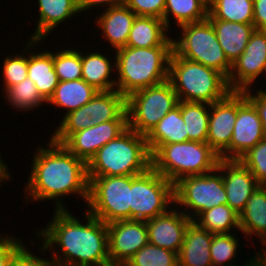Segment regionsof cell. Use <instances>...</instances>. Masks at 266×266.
<instances>
[{"instance_id": "cell-1", "label": "cell", "mask_w": 266, "mask_h": 266, "mask_svg": "<svg viewBox=\"0 0 266 266\" xmlns=\"http://www.w3.org/2000/svg\"><path fill=\"white\" fill-rule=\"evenodd\" d=\"M85 217L83 224L66 209H56L53 221L38 233L44 239L41 250L52 247L54 251L53 245L60 246L63 257L56 250L51 256L57 266H111L107 224L88 211Z\"/></svg>"}, {"instance_id": "cell-2", "label": "cell", "mask_w": 266, "mask_h": 266, "mask_svg": "<svg viewBox=\"0 0 266 266\" xmlns=\"http://www.w3.org/2000/svg\"><path fill=\"white\" fill-rule=\"evenodd\" d=\"M48 149H37L25 192L30 199L54 200L56 209H66L58 197L78 193L85 202L89 197L87 163L70 153L62 144L49 141ZM57 198V199H56ZM56 199V200H55ZM59 199V200H58Z\"/></svg>"}, {"instance_id": "cell-3", "label": "cell", "mask_w": 266, "mask_h": 266, "mask_svg": "<svg viewBox=\"0 0 266 266\" xmlns=\"http://www.w3.org/2000/svg\"><path fill=\"white\" fill-rule=\"evenodd\" d=\"M172 52L173 46L117 49L115 69L119 77L116 90L127 97L137 90L167 81Z\"/></svg>"}, {"instance_id": "cell-4", "label": "cell", "mask_w": 266, "mask_h": 266, "mask_svg": "<svg viewBox=\"0 0 266 266\" xmlns=\"http://www.w3.org/2000/svg\"><path fill=\"white\" fill-rule=\"evenodd\" d=\"M152 167L145 135L129 127L101 147L87 163L88 177L133 176Z\"/></svg>"}, {"instance_id": "cell-5", "label": "cell", "mask_w": 266, "mask_h": 266, "mask_svg": "<svg viewBox=\"0 0 266 266\" xmlns=\"http://www.w3.org/2000/svg\"><path fill=\"white\" fill-rule=\"evenodd\" d=\"M168 81L177 93L179 101L212 104L232 91L224 74L179 57L174 51L169 61Z\"/></svg>"}, {"instance_id": "cell-6", "label": "cell", "mask_w": 266, "mask_h": 266, "mask_svg": "<svg viewBox=\"0 0 266 266\" xmlns=\"http://www.w3.org/2000/svg\"><path fill=\"white\" fill-rule=\"evenodd\" d=\"M151 158L152 168L173 185L183 177L214 171L220 160L207 142L189 140L160 145Z\"/></svg>"}, {"instance_id": "cell-7", "label": "cell", "mask_w": 266, "mask_h": 266, "mask_svg": "<svg viewBox=\"0 0 266 266\" xmlns=\"http://www.w3.org/2000/svg\"><path fill=\"white\" fill-rule=\"evenodd\" d=\"M180 27L183 36L173 40V51L186 60L216 69L228 78L232 64L217 40L211 21L207 18Z\"/></svg>"}, {"instance_id": "cell-8", "label": "cell", "mask_w": 266, "mask_h": 266, "mask_svg": "<svg viewBox=\"0 0 266 266\" xmlns=\"http://www.w3.org/2000/svg\"><path fill=\"white\" fill-rule=\"evenodd\" d=\"M178 103L177 93L168 80L137 90L126 97L128 127L146 136Z\"/></svg>"}, {"instance_id": "cell-9", "label": "cell", "mask_w": 266, "mask_h": 266, "mask_svg": "<svg viewBox=\"0 0 266 266\" xmlns=\"http://www.w3.org/2000/svg\"><path fill=\"white\" fill-rule=\"evenodd\" d=\"M86 210L106 224L130 219L131 176L88 177Z\"/></svg>"}, {"instance_id": "cell-10", "label": "cell", "mask_w": 266, "mask_h": 266, "mask_svg": "<svg viewBox=\"0 0 266 266\" xmlns=\"http://www.w3.org/2000/svg\"><path fill=\"white\" fill-rule=\"evenodd\" d=\"M170 203H174V185L152 167L131 176L130 219H153L166 213Z\"/></svg>"}, {"instance_id": "cell-11", "label": "cell", "mask_w": 266, "mask_h": 266, "mask_svg": "<svg viewBox=\"0 0 266 266\" xmlns=\"http://www.w3.org/2000/svg\"><path fill=\"white\" fill-rule=\"evenodd\" d=\"M175 203L184 205L187 210L192 208L196 217L213 206L227 204L222 173L215 169L206 174L181 178L174 184Z\"/></svg>"}, {"instance_id": "cell-12", "label": "cell", "mask_w": 266, "mask_h": 266, "mask_svg": "<svg viewBox=\"0 0 266 266\" xmlns=\"http://www.w3.org/2000/svg\"><path fill=\"white\" fill-rule=\"evenodd\" d=\"M108 254L111 266H124L149 243L146 221L118 220L107 224Z\"/></svg>"}, {"instance_id": "cell-13", "label": "cell", "mask_w": 266, "mask_h": 266, "mask_svg": "<svg viewBox=\"0 0 266 266\" xmlns=\"http://www.w3.org/2000/svg\"><path fill=\"white\" fill-rule=\"evenodd\" d=\"M263 71L266 72V31L255 29L244 52L232 63L227 78L230 89L244 91L251 88Z\"/></svg>"}, {"instance_id": "cell-14", "label": "cell", "mask_w": 266, "mask_h": 266, "mask_svg": "<svg viewBox=\"0 0 266 266\" xmlns=\"http://www.w3.org/2000/svg\"><path fill=\"white\" fill-rule=\"evenodd\" d=\"M209 107L212 112L210 111L206 142L220 159L230 160V141L237 118V91H231Z\"/></svg>"}, {"instance_id": "cell-15", "label": "cell", "mask_w": 266, "mask_h": 266, "mask_svg": "<svg viewBox=\"0 0 266 266\" xmlns=\"http://www.w3.org/2000/svg\"><path fill=\"white\" fill-rule=\"evenodd\" d=\"M265 137L254 105L243 91H237V118L230 141V160H238Z\"/></svg>"}, {"instance_id": "cell-16", "label": "cell", "mask_w": 266, "mask_h": 266, "mask_svg": "<svg viewBox=\"0 0 266 266\" xmlns=\"http://www.w3.org/2000/svg\"><path fill=\"white\" fill-rule=\"evenodd\" d=\"M128 128L127 120H111L73 133L62 145L86 163L109 141Z\"/></svg>"}, {"instance_id": "cell-17", "label": "cell", "mask_w": 266, "mask_h": 266, "mask_svg": "<svg viewBox=\"0 0 266 266\" xmlns=\"http://www.w3.org/2000/svg\"><path fill=\"white\" fill-rule=\"evenodd\" d=\"M171 211L147 220V233L149 244L179 253L187 226L191 220H194L191 213Z\"/></svg>"}, {"instance_id": "cell-18", "label": "cell", "mask_w": 266, "mask_h": 266, "mask_svg": "<svg viewBox=\"0 0 266 266\" xmlns=\"http://www.w3.org/2000/svg\"><path fill=\"white\" fill-rule=\"evenodd\" d=\"M217 169L223 175L227 205L240 214L247 200L260 184L239 160L220 159Z\"/></svg>"}, {"instance_id": "cell-19", "label": "cell", "mask_w": 266, "mask_h": 266, "mask_svg": "<svg viewBox=\"0 0 266 266\" xmlns=\"http://www.w3.org/2000/svg\"><path fill=\"white\" fill-rule=\"evenodd\" d=\"M212 238L213 233L191 220L178 253V263L181 266H212L210 254Z\"/></svg>"}, {"instance_id": "cell-20", "label": "cell", "mask_w": 266, "mask_h": 266, "mask_svg": "<svg viewBox=\"0 0 266 266\" xmlns=\"http://www.w3.org/2000/svg\"><path fill=\"white\" fill-rule=\"evenodd\" d=\"M38 5L40 18L35 34L31 36L25 48L27 51L34 44L37 45L46 35L48 36V33L50 34L60 23L80 12L77 0H38Z\"/></svg>"}, {"instance_id": "cell-21", "label": "cell", "mask_w": 266, "mask_h": 266, "mask_svg": "<svg viewBox=\"0 0 266 266\" xmlns=\"http://www.w3.org/2000/svg\"><path fill=\"white\" fill-rule=\"evenodd\" d=\"M136 14L126 5L106 7L105 12L97 17V24L102 29L104 38L115 50L126 47L130 30Z\"/></svg>"}, {"instance_id": "cell-22", "label": "cell", "mask_w": 266, "mask_h": 266, "mask_svg": "<svg viewBox=\"0 0 266 266\" xmlns=\"http://www.w3.org/2000/svg\"><path fill=\"white\" fill-rule=\"evenodd\" d=\"M210 21L226 58L232 64L244 52L255 30L254 25L223 20Z\"/></svg>"}, {"instance_id": "cell-23", "label": "cell", "mask_w": 266, "mask_h": 266, "mask_svg": "<svg viewBox=\"0 0 266 266\" xmlns=\"http://www.w3.org/2000/svg\"><path fill=\"white\" fill-rule=\"evenodd\" d=\"M145 137L151 154L160 145L188 141L186 126L181 115V101Z\"/></svg>"}, {"instance_id": "cell-24", "label": "cell", "mask_w": 266, "mask_h": 266, "mask_svg": "<svg viewBox=\"0 0 266 266\" xmlns=\"http://www.w3.org/2000/svg\"><path fill=\"white\" fill-rule=\"evenodd\" d=\"M163 19L136 16L129 33L126 46L149 48L154 46H173V40L167 33Z\"/></svg>"}, {"instance_id": "cell-25", "label": "cell", "mask_w": 266, "mask_h": 266, "mask_svg": "<svg viewBox=\"0 0 266 266\" xmlns=\"http://www.w3.org/2000/svg\"><path fill=\"white\" fill-rule=\"evenodd\" d=\"M239 228L246 236L258 235L266 245V185H259L247 200L239 214Z\"/></svg>"}, {"instance_id": "cell-26", "label": "cell", "mask_w": 266, "mask_h": 266, "mask_svg": "<svg viewBox=\"0 0 266 266\" xmlns=\"http://www.w3.org/2000/svg\"><path fill=\"white\" fill-rule=\"evenodd\" d=\"M87 112L93 124L111 120H127L126 97L116 89L98 91L87 103Z\"/></svg>"}, {"instance_id": "cell-27", "label": "cell", "mask_w": 266, "mask_h": 266, "mask_svg": "<svg viewBox=\"0 0 266 266\" xmlns=\"http://www.w3.org/2000/svg\"><path fill=\"white\" fill-rule=\"evenodd\" d=\"M27 77L35 83L40 95L48 101L59 83L53 63V52L45 50L27 56Z\"/></svg>"}, {"instance_id": "cell-28", "label": "cell", "mask_w": 266, "mask_h": 266, "mask_svg": "<svg viewBox=\"0 0 266 266\" xmlns=\"http://www.w3.org/2000/svg\"><path fill=\"white\" fill-rule=\"evenodd\" d=\"M98 91L83 79L59 81L48 103L64 107L66 114L77 110L88 103Z\"/></svg>"}, {"instance_id": "cell-29", "label": "cell", "mask_w": 266, "mask_h": 266, "mask_svg": "<svg viewBox=\"0 0 266 266\" xmlns=\"http://www.w3.org/2000/svg\"><path fill=\"white\" fill-rule=\"evenodd\" d=\"M82 79L97 91H111L116 89V81H112V67L110 59L101 53L81 54ZM111 79V80H110Z\"/></svg>"}, {"instance_id": "cell-30", "label": "cell", "mask_w": 266, "mask_h": 266, "mask_svg": "<svg viewBox=\"0 0 266 266\" xmlns=\"http://www.w3.org/2000/svg\"><path fill=\"white\" fill-rule=\"evenodd\" d=\"M208 106V103L181 101V115L189 141L206 142L210 116Z\"/></svg>"}, {"instance_id": "cell-31", "label": "cell", "mask_w": 266, "mask_h": 266, "mask_svg": "<svg viewBox=\"0 0 266 266\" xmlns=\"http://www.w3.org/2000/svg\"><path fill=\"white\" fill-rule=\"evenodd\" d=\"M253 9V0H214L208 6V19L253 24Z\"/></svg>"}, {"instance_id": "cell-32", "label": "cell", "mask_w": 266, "mask_h": 266, "mask_svg": "<svg viewBox=\"0 0 266 266\" xmlns=\"http://www.w3.org/2000/svg\"><path fill=\"white\" fill-rule=\"evenodd\" d=\"M178 26L200 22L208 18V5L202 0H165L164 24L169 28L170 14Z\"/></svg>"}, {"instance_id": "cell-33", "label": "cell", "mask_w": 266, "mask_h": 266, "mask_svg": "<svg viewBox=\"0 0 266 266\" xmlns=\"http://www.w3.org/2000/svg\"><path fill=\"white\" fill-rule=\"evenodd\" d=\"M196 219L193 221L213 234L230 233L234 227L240 230L239 214L227 204L213 206L201 212Z\"/></svg>"}, {"instance_id": "cell-34", "label": "cell", "mask_w": 266, "mask_h": 266, "mask_svg": "<svg viewBox=\"0 0 266 266\" xmlns=\"http://www.w3.org/2000/svg\"><path fill=\"white\" fill-rule=\"evenodd\" d=\"M5 92L7 100L13 107L26 111L33 110V108L47 102L38 92L35 83L28 77L18 84L7 88Z\"/></svg>"}, {"instance_id": "cell-35", "label": "cell", "mask_w": 266, "mask_h": 266, "mask_svg": "<svg viewBox=\"0 0 266 266\" xmlns=\"http://www.w3.org/2000/svg\"><path fill=\"white\" fill-rule=\"evenodd\" d=\"M176 264H178L177 253L148 243L124 266H175Z\"/></svg>"}, {"instance_id": "cell-36", "label": "cell", "mask_w": 266, "mask_h": 266, "mask_svg": "<svg viewBox=\"0 0 266 266\" xmlns=\"http://www.w3.org/2000/svg\"><path fill=\"white\" fill-rule=\"evenodd\" d=\"M54 68L59 81L82 79L81 53L65 49L53 54Z\"/></svg>"}, {"instance_id": "cell-37", "label": "cell", "mask_w": 266, "mask_h": 266, "mask_svg": "<svg viewBox=\"0 0 266 266\" xmlns=\"http://www.w3.org/2000/svg\"><path fill=\"white\" fill-rule=\"evenodd\" d=\"M93 125L91 117L87 112V103L77 110L65 114L59 127L55 130L51 139L63 144L73 133L84 130Z\"/></svg>"}, {"instance_id": "cell-38", "label": "cell", "mask_w": 266, "mask_h": 266, "mask_svg": "<svg viewBox=\"0 0 266 266\" xmlns=\"http://www.w3.org/2000/svg\"><path fill=\"white\" fill-rule=\"evenodd\" d=\"M238 244L237 238L233 236V234H213L210 247L212 266H238L229 263L231 260L233 261V259L236 258L235 255L236 252H238L236 251Z\"/></svg>"}, {"instance_id": "cell-39", "label": "cell", "mask_w": 266, "mask_h": 266, "mask_svg": "<svg viewBox=\"0 0 266 266\" xmlns=\"http://www.w3.org/2000/svg\"><path fill=\"white\" fill-rule=\"evenodd\" d=\"M260 185H266V136L238 159Z\"/></svg>"}, {"instance_id": "cell-40", "label": "cell", "mask_w": 266, "mask_h": 266, "mask_svg": "<svg viewBox=\"0 0 266 266\" xmlns=\"http://www.w3.org/2000/svg\"><path fill=\"white\" fill-rule=\"evenodd\" d=\"M4 59L3 78L4 91L27 78V57L16 55L15 57L7 56Z\"/></svg>"}, {"instance_id": "cell-41", "label": "cell", "mask_w": 266, "mask_h": 266, "mask_svg": "<svg viewBox=\"0 0 266 266\" xmlns=\"http://www.w3.org/2000/svg\"><path fill=\"white\" fill-rule=\"evenodd\" d=\"M123 4L137 16L164 18L165 0H124Z\"/></svg>"}, {"instance_id": "cell-42", "label": "cell", "mask_w": 266, "mask_h": 266, "mask_svg": "<svg viewBox=\"0 0 266 266\" xmlns=\"http://www.w3.org/2000/svg\"><path fill=\"white\" fill-rule=\"evenodd\" d=\"M10 266H57L56 263L48 258H40L31 254V252L24 248V245L14 255Z\"/></svg>"}, {"instance_id": "cell-43", "label": "cell", "mask_w": 266, "mask_h": 266, "mask_svg": "<svg viewBox=\"0 0 266 266\" xmlns=\"http://www.w3.org/2000/svg\"><path fill=\"white\" fill-rule=\"evenodd\" d=\"M15 239L0 236V266H10L14 255L23 246L21 240Z\"/></svg>"}, {"instance_id": "cell-44", "label": "cell", "mask_w": 266, "mask_h": 266, "mask_svg": "<svg viewBox=\"0 0 266 266\" xmlns=\"http://www.w3.org/2000/svg\"><path fill=\"white\" fill-rule=\"evenodd\" d=\"M250 91L251 89L249 88L244 90L243 92L245 93L246 98L256 108L266 136V91L263 90L256 91L257 93L255 95L251 94Z\"/></svg>"}, {"instance_id": "cell-45", "label": "cell", "mask_w": 266, "mask_h": 266, "mask_svg": "<svg viewBox=\"0 0 266 266\" xmlns=\"http://www.w3.org/2000/svg\"><path fill=\"white\" fill-rule=\"evenodd\" d=\"M253 25L266 31V0H253Z\"/></svg>"}, {"instance_id": "cell-46", "label": "cell", "mask_w": 266, "mask_h": 266, "mask_svg": "<svg viewBox=\"0 0 266 266\" xmlns=\"http://www.w3.org/2000/svg\"><path fill=\"white\" fill-rule=\"evenodd\" d=\"M124 0H77V5L79 11H87V9H91V7H99L108 4L109 7L117 6L123 4ZM102 3V4H101Z\"/></svg>"}, {"instance_id": "cell-47", "label": "cell", "mask_w": 266, "mask_h": 266, "mask_svg": "<svg viewBox=\"0 0 266 266\" xmlns=\"http://www.w3.org/2000/svg\"><path fill=\"white\" fill-rule=\"evenodd\" d=\"M255 255L251 258L252 260L246 261L247 263L245 262L244 266H266V255L264 252Z\"/></svg>"}, {"instance_id": "cell-48", "label": "cell", "mask_w": 266, "mask_h": 266, "mask_svg": "<svg viewBox=\"0 0 266 266\" xmlns=\"http://www.w3.org/2000/svg\"><path fill=\"white\" fill-rule=\"evenodd\" d=\"M9 178H10V175H9V171L7 170V165H5L0 158V182H2V180L4 181L5 179L7 180Z\"/></svg>"}, {"instance_id": "cell-49", "label": "cell", "mask_w": 266, "mask_h": 266, "mask_svg": "<svg viewBox=\"0 0 266 266\" xmlns=\"http://www.w3.org/2000/svg\"><path fill=\"white\" fill-rule=\"evenodd\" d=\"M202 1H204L209 6L214 0H202Z\"/></svg>"}]
</instances>
